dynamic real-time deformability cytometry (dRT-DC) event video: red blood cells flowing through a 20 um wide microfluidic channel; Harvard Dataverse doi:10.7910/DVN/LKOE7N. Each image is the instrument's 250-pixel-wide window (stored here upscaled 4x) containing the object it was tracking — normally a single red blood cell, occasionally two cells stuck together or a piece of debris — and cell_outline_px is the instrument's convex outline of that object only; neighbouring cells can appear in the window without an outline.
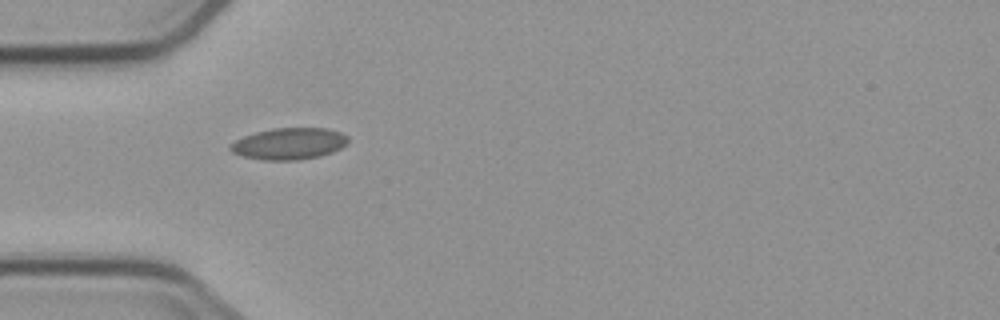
{"species": "common noctule bat (a hibernating species)", "species_latin": "Nyctalus noctula", "temperature_condition": "cold", "stored_images_in_passage": 6, "camera_frame_rate_fps": 3000, "um_per_image_px": 0.085, "animal": {"sex": "male", "body_mass_g": 23.1, "forearm_length_mm": 52.7}, "frame": {"image": 1, "passage_image": 1, "time_ms": 0.0, "image_size_px": [1000, 320], "cell_outline_px": [[348, 144], [332, 152], [320, 156], [296, 160], [260, 160], [244, 156], [232, 152], [228, 148], [236, 140], [244, 136], [256, 132], [272, 128], [328, 128], [340, 132], [348, 136]], "centroid_in_image_um": [24.59, 12.21], "position_along_channel_um": 60.4, "area_um2": 21.68}}
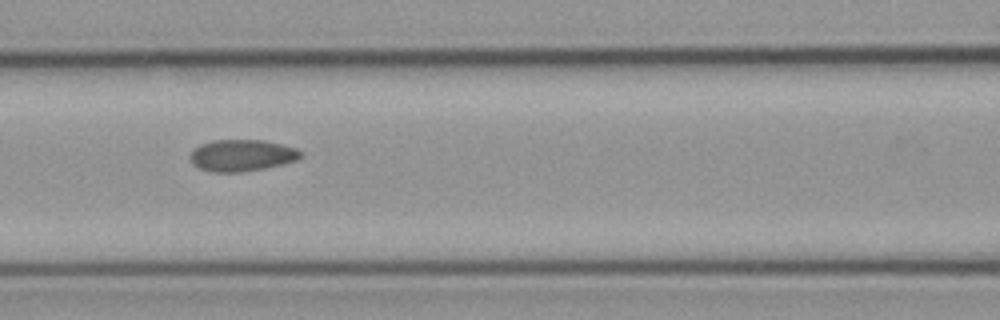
{"frame": {"image": 2, "passage_image": 3, "time_ms": 2.333, "image_size_px": [1000, 320], "cell_outline_px": [[304, 156], [296, 160], [264, 168], [240, 172], [212, 172], [200, 168], [192, 164], [188, 156], [192, 148], [200, 144], [212, 140], [264, 140], [296, 148], [304, 152]], "centroid_in_image_um": [20.52, 13.2], "position_along_channel_um": 146.1, "area_um2": 20.58}}
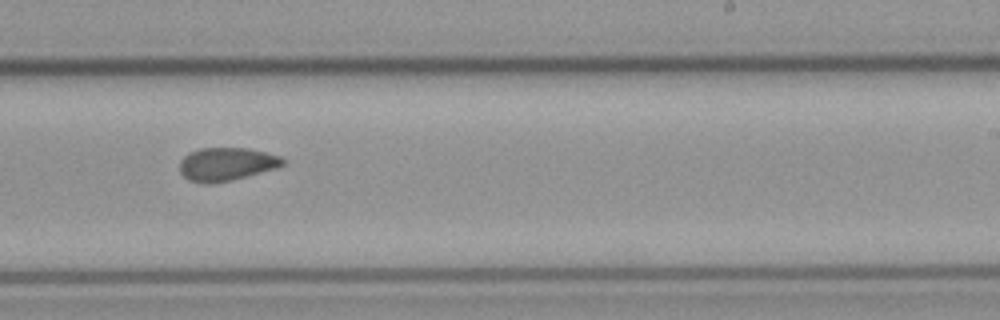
{"frame": {"image": 3, "passage_image": 6, "time_ms": 5.667, "image_size_px": [1000, 320], "cell_outline_px": [[284, 164], [276, 168], [232, 180], [212, 184], [204, 184], [188, 180], [180, 172], [180, 160], [188, 152], [200, 148], [248, 148], [280, 156], [284, 160]], "centroid_in_image_um": [19.21, 13.95], "position_along_channel_um": 269.8, "area_um2": 20.0}}